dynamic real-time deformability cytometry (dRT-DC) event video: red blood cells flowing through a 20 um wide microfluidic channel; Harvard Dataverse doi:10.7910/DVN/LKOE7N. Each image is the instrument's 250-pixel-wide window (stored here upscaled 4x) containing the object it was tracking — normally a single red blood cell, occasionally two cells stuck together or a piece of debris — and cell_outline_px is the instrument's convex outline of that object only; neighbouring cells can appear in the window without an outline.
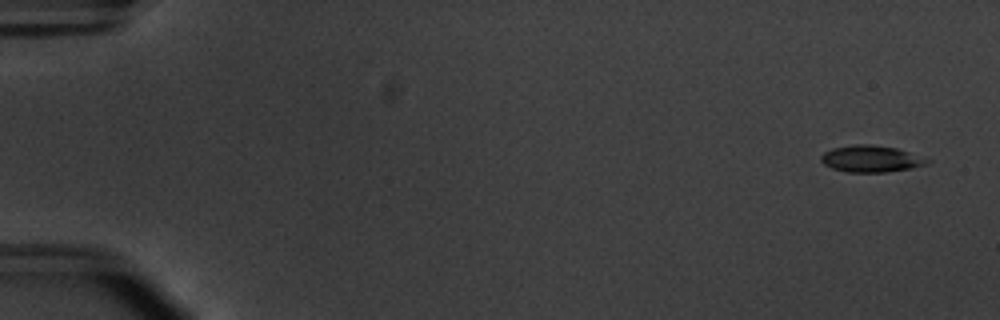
{"species": "common noctule bat (a hibernating species)", "species_latin": "Nyctalus noctula", "temperature_condition": "warm", "stored_images_in_passage": 55, "camera_frame_rate_fps": 3000, "um_per_image_px": 0.085, "animal": {"sex": "male", "body_mass_g": 20.1, "forearm_length_mm": 53.5}, "frame": {"image": 1, "passage_image": 3, "time_ms": 0.667, "image_size_px": [1000, 320], "cell_outline_px": [[932, 160], [928, 164], [912, 168], [888, 172], [848, 172], [832, 168], [824, 164], [820, 160], [820, 156], [824, 152], [832, 148], [856, 144], [868, 144], [896, 148]], "centroid_in_image_um": [74.03, 13.5], "position_along_channel_um": 11.0, "area_um2": 16.47}}
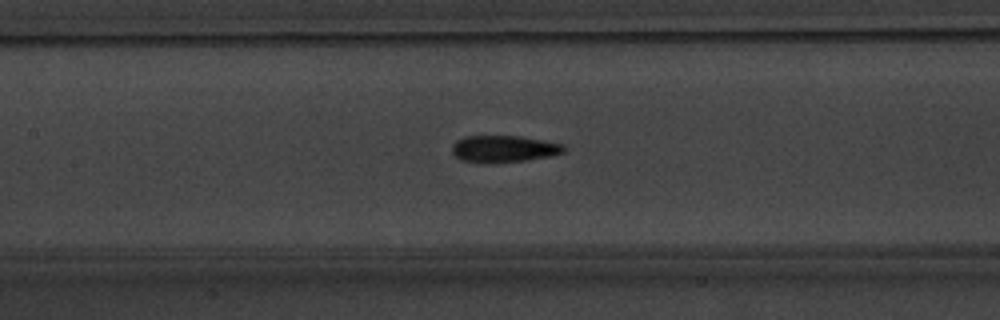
{"frame": {"image": 2, "passage_image": 27, "time_ms": 8.667, "image_size_px": [1000, 320], "cell_outline_px": [[568, 148], [564, 152], [548, 156], [524, 160], [492, 164], [460, 160], [452, 152], [452, 144], [456, 140], [464, 136], [520, 136], [544, 140], [564, 144]], "centroid_in_image_um": [42.81, 12.65], "position_along_channel_um": 164.6, "area_um2": 17.69}}
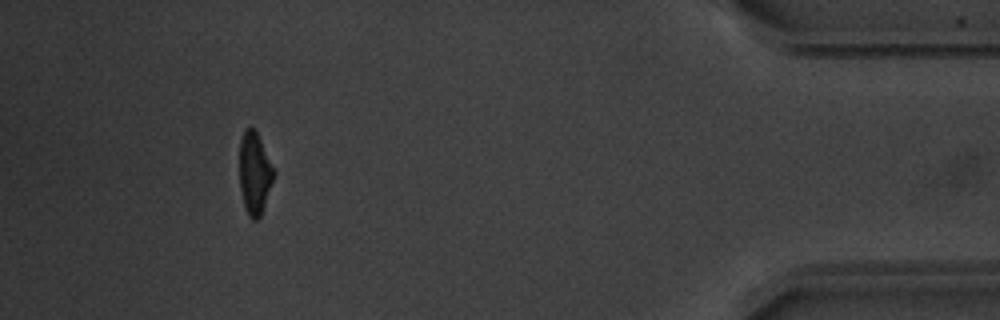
{"frame": {"image": 3, "passage_image": 51, "time_ms": 16.667, "image_size_px": [1000, 320], "cell_outline_px": [[276, 176], [260, 216], [256, 220], [252, 220], [248, 216], [244, 204], [240, 188], [240, 140], [244, 128], [252, 128], [256, 132], [276, 172]], "centroid_in_image_um": [21.66, 14.75], "position_along_channel_um": 413.5, "area_um2": 16.36}, "authors_computed_cell_mechanics": {"area_um2": 17.1088, "velocity_mm_per_s": 3.7838, "shape_relaxation_time_tau1_ms": 4.1499, "shape_relaxation_time_tau2_ms": 1.9452, "deformation_change_tau1": 0.1637, "deformation_change_tau2": 0.0882}}